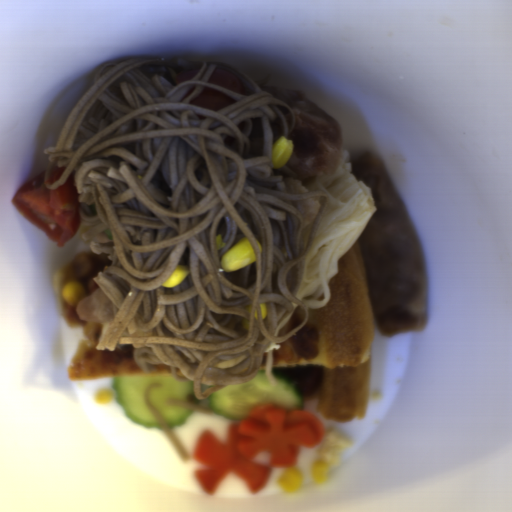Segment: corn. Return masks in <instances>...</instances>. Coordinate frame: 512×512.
Segmentation results:
<instances>
[{
  "label": "corn",
  "instance_id": "1",
  "mask_svg": "<svg viewBox=\"0 0 512 512\" xmlns=\"http://www.w3.org/2000/svg\"><path fill=\"white\" fill-rule=\"evenodd\" d=\"M257 259V253L247 237L238 241L223 253L220 260V269L229 272L255 264Z\"/></svg>",
  "mask_w": 512,
  "mask_h": 512
},
{
  "label": "corn",
  "instance_id": "2",
  "mask_svg": "<svg viewBox=\"0 0 512 512\" xmlns=\"http://www.w3.org/2000/svg\"><path fill=\"white\" fill-rule=\"evenodd\" d=\"M293 152V142L284 136L277 139L271 147V168L279 169L290 158Z\"/></svg>",
  "mask_w": 512,
  "mask_h": 512
},
{
  "label": "corn",
  "instance_id": "3",
  "mask_svg": "<svg viewBox=\"0 0 512 512\" xmlns=\"http://www.w3.org/2000/svg\"><path fill=\"white\" fill-rule=\"evenodd\" d=\"M64 298L66 303L70 304L75 310L78 305L82 303L83 299L87 296L84 285L79 282H72L65 287Z\"/></svg>",
  "mask_w": 512,
  "mask_h": 512
},
{
  "label": "corn",
  "instance_id": "4",
  "mask_svg": "<svg viewBox=\"0 0 512 512\" xmlns=\"http://www.w3.org/2000/svg\"><path fill=\"white\" fill-rule=\"evenodd\" d=\"M277 484L281 485L286 492H294L302 485V477L298 469L291 467L278 478Z\"/></svg>",
  "mask_w": 512,
  "mask_h": 512
},
{
  "label": "corn",
  "instance_id": "5",
  "mask_svg": "<svg viewBox=\"0 0 512 512\" xmlns=\"http://www.w3.org/2000/svg\"><path fill=\"white\" fill-rule=\"evenodd\" d=\"M190 274V268L188 265H176L172 270L170 276L165 280V282L160 287H171L176 286L186 278H188Z\"/></svg>",
  "mask_w": 512,
  "mask_h": 512
},
{
  "label": "corn",
  "instance_id": "6",
  "mask_svg": "<svg viewBox=\"0 0 512 512\" xmlns=\"http://www.w3.org/2000/svg\"><path fill=\"white\" fill-rule=\"evenodd\" d=\"M312 478L321 485L327 482L329 478L327 461H314L312 465Z\"/></svg>",
  "mask_w": 512,
  "mask_h": 512
},
{
  "label": "corn",
  "instance_id": "7",
  "mask_svg": "<svg viewBox=\"0 0 512 512\" xmlns=\"http://www.w3.org/2000/svg\"><path fill=\"white\" fill-rule=\"evenodd\" d=\"M261 321L267 318V304H258Z\"/></svg>",
  "mask_w": 512,
  "mask_h": 512
},
{
  "label": "corn",
  "instance_id": "8",
  "mask_svg": "<svg viewBox=\"0 0 512 512\" xmlns=\"http://www.w3.org/2000/svg\"><path fill=\"white\" fill-rule=\"evenodd\" d=\"M242 328H244L245 330H247L249 332L250 321H248L247 319H243L242 318Z\"/></svg>",
  "mask_w": 512,
  "mask_h": 512
}]
</instances>
